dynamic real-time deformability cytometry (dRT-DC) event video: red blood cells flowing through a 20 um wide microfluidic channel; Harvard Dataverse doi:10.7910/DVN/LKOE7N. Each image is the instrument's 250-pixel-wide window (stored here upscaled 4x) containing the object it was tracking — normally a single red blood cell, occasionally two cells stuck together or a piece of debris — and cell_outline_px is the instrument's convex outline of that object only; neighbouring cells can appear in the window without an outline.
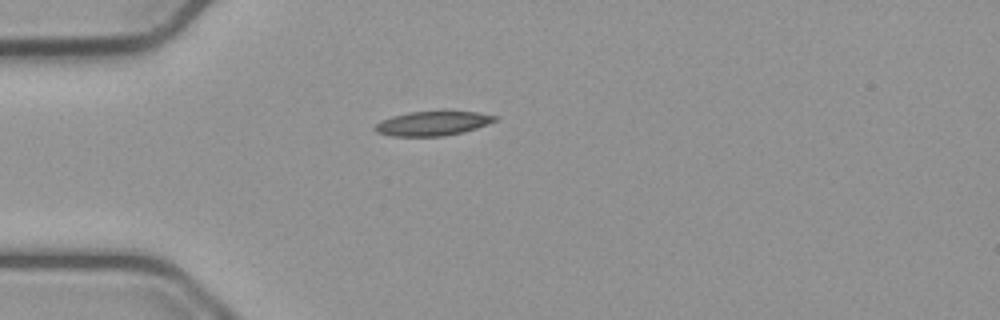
{"species": "common noctule bat (a hibernating species)", "species_latin": "Nyctalus noctula", "temperature_condition": "cold", "stored_images_in_passage": 34, "camera_frame_rate_fps": 3000, "um_per_image_px": 0.085, "animal": {"sex": "male", "body_mass_g": 23.1, "forearm_length_mm": 52.7}, "frame": {"image": 1, "passage_image": 1, "time_ms": 0.0, "image_size_px": [1000, 320], "cell_outline_px": [[500, 116], [496, 120], [476, 128], [464, 132], [444, 136], [392, 136], [376, 132], [372, 128], [380, 120], [392, 116], [408, 112], [440, 108], [444, 108], [476, 112]], "centroid_in_image_um": [36.79, 10.43], "position_along_channel_um": 48.2, "area_um2": 17.98}}
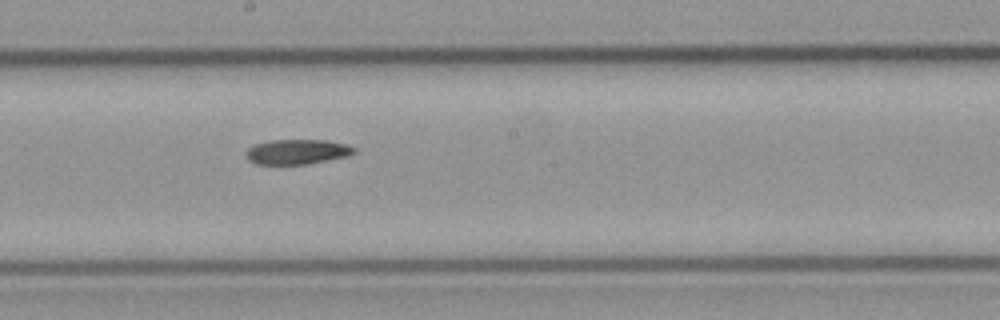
{"frame": {"image": 2, "passage_image": 16, "time_ms": 5.0, "image_size_px": [1000, 320], "cell_outline_px": [[356, 152], [348, 156], [308, 164], [256, 164], [248, 160], [244, 156], [244, 152], [252, 144], [272, 140], [328, 140], [348, 144], [356, 148]], "centroid_in_image_um": [25.24, 12.89], "position_along_channel_um": 223.0, "area_um2": 16.01}}
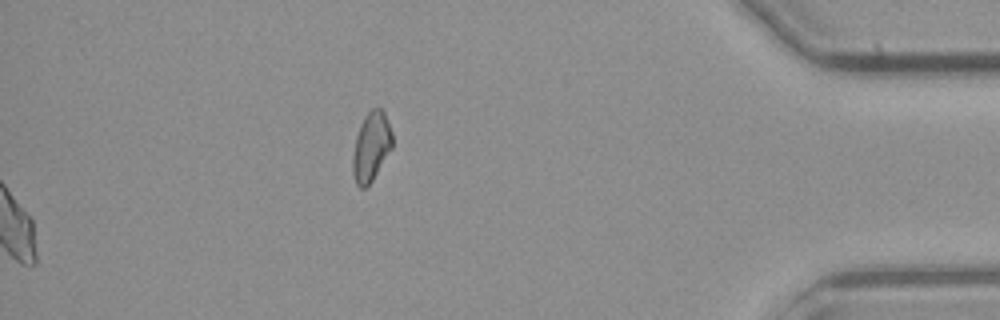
{"frame": {"image": 3, "passage_image": 34, "time_ms": 11.0, "image_size_px": [1000, 320], "cell_outline_px": [[392, 148], [372, 180], [364, 188], [360, 188], [356, 184], [352, 172], [352, 156], [356, 136], [360, 124], [364, 116], [372, 108], [380, 108], [384, 112], [392, 132]], "centroid_in_image_um": [31.53, 12.46], "position_along_channel_um": 403.7, "area_um2": 15.9}}